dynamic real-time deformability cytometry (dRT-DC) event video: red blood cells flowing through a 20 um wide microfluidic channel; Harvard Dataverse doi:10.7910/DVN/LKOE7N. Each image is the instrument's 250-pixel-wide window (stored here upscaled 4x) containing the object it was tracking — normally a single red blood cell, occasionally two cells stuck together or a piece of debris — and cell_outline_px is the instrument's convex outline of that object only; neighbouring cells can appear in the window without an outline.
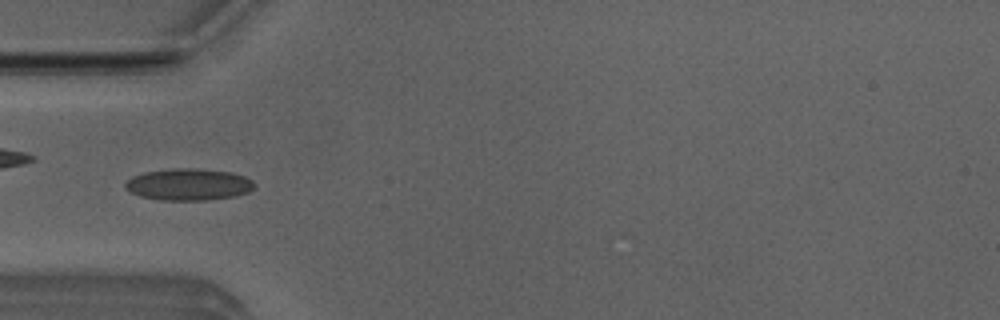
{"species": "Egyptian fruit bat (a non-hibernating species)", "species_latin": "Rousettus aegyptiacus", "temperature_condition": "room temperature", "stored_images_in_passage": 4, "camera_frame_rate_fps": 3000, "um_per_image_px": 0.085, "animal": {"sex": "male"}, "frame": {"image": 1, "passage_image": 4, "time_ms": 1.0, "image_size_px": [1000, 320], "cell_outline_px": [[256, 184], [248, 192], [236, 196], [208, 200], [160, 200], [140, 196], [124, 188], [124, 184], [132, 176], [144, 172], [176, 168], [192, 168], [232, 172], [244, 176], [252, 180]], "centroid_in_image_um": [16.03, 15.68], "position_along_channel_um": 69.0, "area_um2": 23.93}}